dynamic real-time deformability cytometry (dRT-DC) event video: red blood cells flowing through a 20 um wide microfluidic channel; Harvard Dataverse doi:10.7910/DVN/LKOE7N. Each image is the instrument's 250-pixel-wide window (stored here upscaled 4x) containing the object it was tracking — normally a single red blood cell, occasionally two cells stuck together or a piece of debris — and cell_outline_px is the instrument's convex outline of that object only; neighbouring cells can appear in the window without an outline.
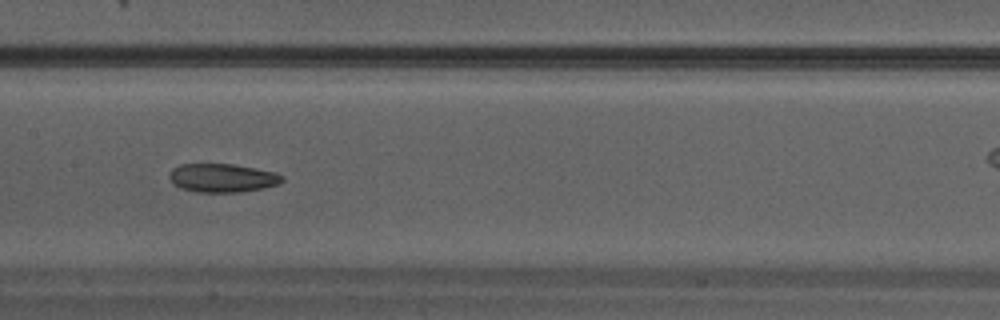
{"species": "Egyptian fruit bat (a non-hibernating species)", "species_latin": "Rousettus aegyptiacus", "temperature_condition": "warm", "stored_images_in_passage": 22, "camera_frame_rate_fps": 3000, "um_per_image_px": 0.085, "animal": {"sex": "male"}, "frame": {"image": 1, "passage_image": 10, "time_ms": 3.0, "image_size_px": [1000, 320], "cell_outline_px": [[284, 180], [280, 184], [240, 192], [196, 192], [180, 188], [168, 176], [168, 172], [172, 168], [180, 164], [232, 164], [276, 172], [284, 176]], "centroid_in_image_um": [18.9, 15.12], "position_along_channel_um": 188.5, "area_um2": 18.79}}
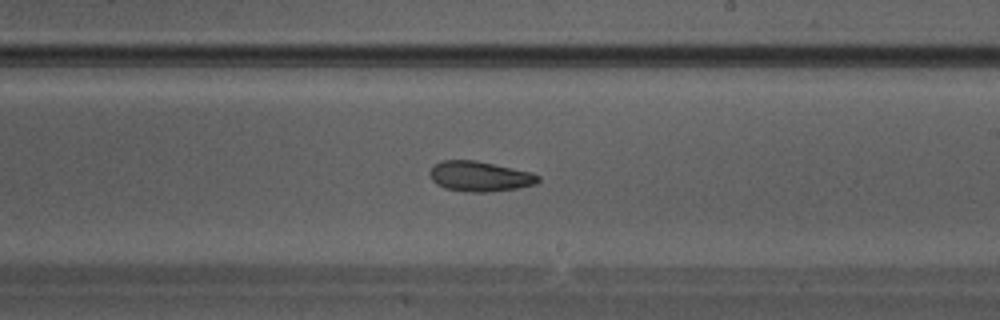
{"frame": {"image": 2, "passage_image": 13, "time_ms": 4.0, "image_size_px": [1000, 320], "cell_outline_px": [[540, 180], [536, 184], [516, 188], [488, 192], [472, 192], [444, 188], [436, 184], [432, 180], [428, 172], [436, 164], [444, 160], [476, 160], [532, 172], [540, 176]], "centroid_in_image_um": [40.79, 14.99], "position_along_channel_um": 248.2, "area_um2": 19.02}}
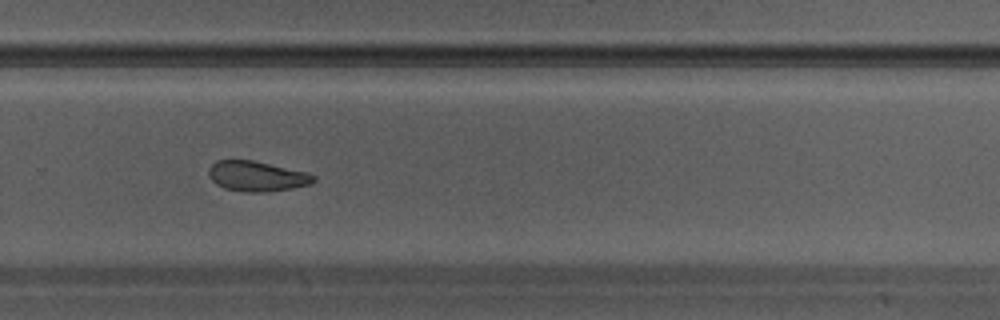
{"frame": {"image": 3, "passage_image": 16, "time_ms": 5.0, "image_size_px": [1000, 320], "cell_outline_px": [[316, 180], [308, 184], [292, 188], [264, 192], [244, 192], [224, 188], [216, 184], [212, 180], [208, 172], [208, 168], [216, 160], [252, 160], [308, 172], [316, 176]], "centroid_in_image_um": [21.82, 14.97], "position_along_channel_um": 308.0, "area_um2": 18.44}}